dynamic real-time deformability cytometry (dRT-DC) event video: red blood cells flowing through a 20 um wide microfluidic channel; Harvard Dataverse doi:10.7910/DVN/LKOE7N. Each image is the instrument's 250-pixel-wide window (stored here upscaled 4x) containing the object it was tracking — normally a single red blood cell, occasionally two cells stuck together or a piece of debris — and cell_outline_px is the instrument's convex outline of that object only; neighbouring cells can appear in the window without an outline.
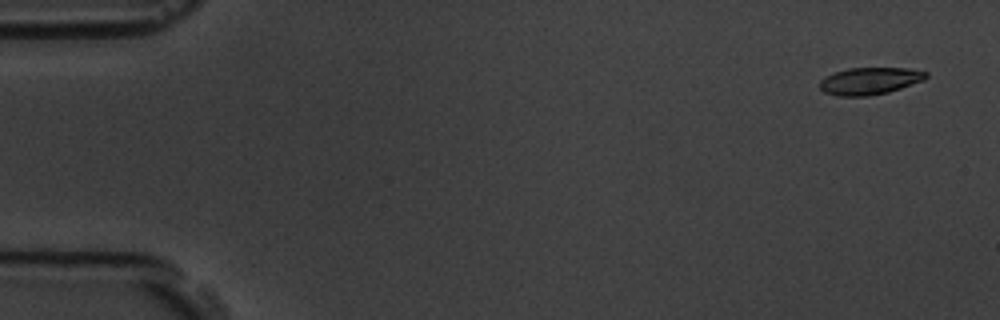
{"species": "common noctule bat (a hibernating species)", "species_latin": "Nyctalus noctula", "temperature_condition": "room temperature", "stored_images_in_passage": 15, "camera_frame_rate_fps": 3000, "um_per_image_px": 0.085, "animal": {"sex": "male", "body_mass_g": 19.5, "forearm_length_mm": 54.6}, "frame": {"image": 1, "passage_image": 1, "time_ms": 0.0, "image_size_px": [1000, 320], "cell_outline_px": [[928, 76], [924, 80], [888, 92], [868, 96], [836, 96], [824, 92], [820, 88], [820, 80], [824, 76], [832, 72], [848, 68], [908, 68], [928, 72]], "centroid_in_image_um": [73.89, 6.87], "position_along_channel_um": 11.1, "area_um2": 16.94}}
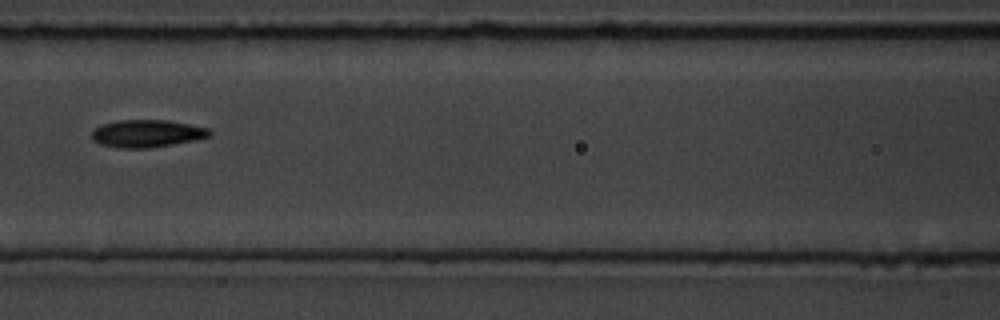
{"frame": {"image": 2, "passage_image": 7, "time_ms": 7.667, "image_size_px": [1000, 320], "cell_outline_px": [[212, 136], [196, 140], [148, 148], [116, 148], [100, 144], [92, 140], [92, 132], [100, 124], [116, 120], [168, 120], [208, 128], [212, 132]], "centroid_in_image_um": [12.48, 11.35], "position_along_channel_um": 154.1, "area_um2": 19.02}}
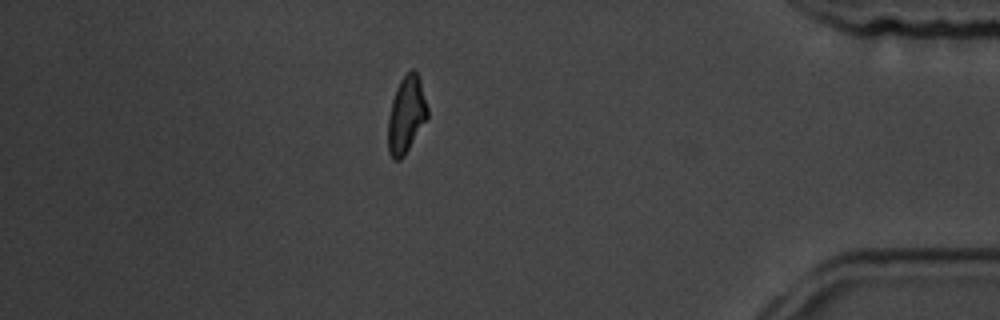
{"frame": {"image": 3, "passage_image": 14, "time_ms": 15.667, "image_size_px": [1000, 320], "cell_outline_px": [[428, 120], [404, 156], [400, 160], [392, 160], [388, 152], [388, 116], [392, 100], [396, 88], [400, 80], [412, 68], [420, 76], [428, 108]], "centroid_in_image_um": [34.55, 9.77], "position_along_channel_um": 400.7, "area_um2": 18.09}, "authors_computed_cell_mechanics": {"area_um2": 18.0914, "velocity_mm_per_s": 3.5827, "shape_relaxation_time_tau1_ms": 4.7855, "shape_relaxation_time_tau2_ms": 2.8094, "deformation_change_tau1": 0.1343, "deformation_change_tau2": 0.0817}}